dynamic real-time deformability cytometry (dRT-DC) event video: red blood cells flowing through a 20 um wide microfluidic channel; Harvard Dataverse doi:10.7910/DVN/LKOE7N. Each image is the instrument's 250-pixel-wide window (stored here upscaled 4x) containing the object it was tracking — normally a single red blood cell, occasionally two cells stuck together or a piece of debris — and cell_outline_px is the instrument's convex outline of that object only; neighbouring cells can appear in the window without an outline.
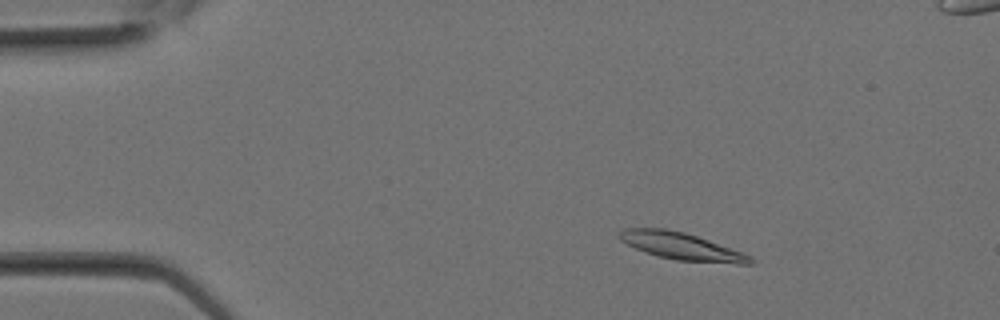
{"species": "Egyptian fruit bat (a non-hibernating species)", "species_latin": "Rousettus aegyptiacus", "temperature_condition": "room temperature", "stored_images_in_passage": 28, "camera_frame_rate_fps": 3000, "um_per_image_px": 0.085, "animal": {"sex": "female"}, "frame": {"image": 1, "passage_image": 4, "time_ms": 1.0, "image_size_px": [1000, 320], "cell_outline_px": [[756, 264], [736, 264], [676, 260], [660, 256], [636, 248], [620, 240], [616, 236], [616, 232], [624, 228], [664, 228], [684, 232], [708, 240], [752, 256], [756, 260]], "centroid_in_image_um": [57.94, 20.93], "position_along_channel_um": 27.1, "area_um2": 20.69}}
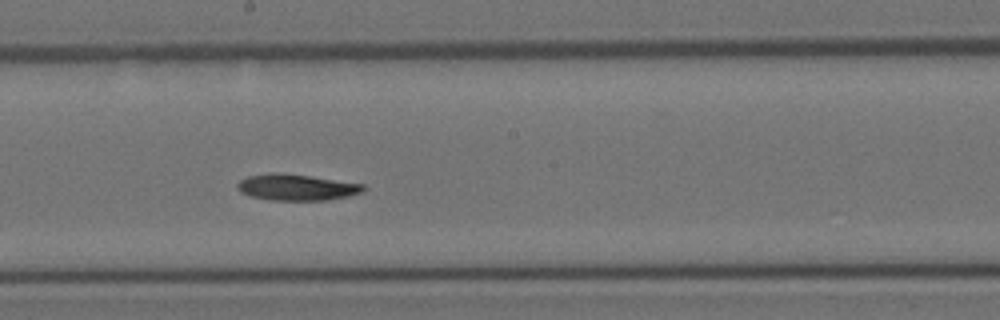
{"frame": {"image": 2, "passage_image": 15, "time_ms": 4.667, "image_size_px": [1000, 320], "cell_outline_px": [[364, 192], [348, 196], [328, 200], [272, 200], [248, 196], [240, 192], [236, 188], [236, 184], [240, 180], [248, 176], [272, 172], [280, 172], [364, 184]], "centroid_in_image_um": [25.16, 15.92], "position_along_channel_um": 223.0, "area_um2": 19.31}}
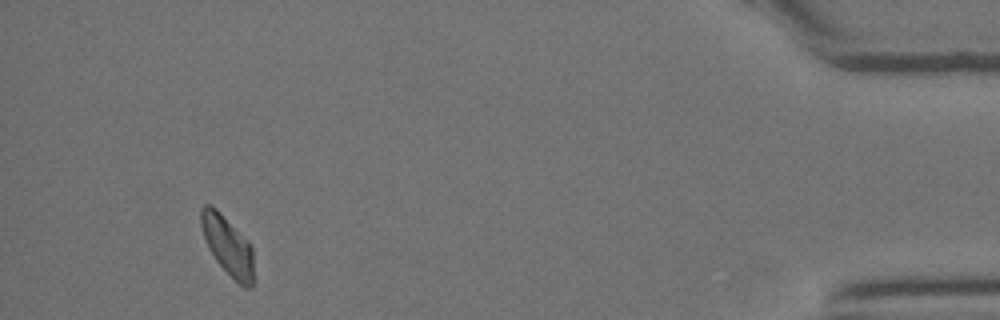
{"frame": {"image": 3, "passage_image": 26, "time_ms": 8.333, "image_size_px": [1000, 320], "cell_outline_px": [[252, 284], [248, 288], [244, 288], [216, 260], [208, 248], [200, 224], [200, 208], [204, 204], [208, 204], [216, 208], [248, 240], [252, 248]], "centroid_in_image_um": [19.32, 20.81], "position_along_channel_um": 415.9, "area_um2": 17.74}}